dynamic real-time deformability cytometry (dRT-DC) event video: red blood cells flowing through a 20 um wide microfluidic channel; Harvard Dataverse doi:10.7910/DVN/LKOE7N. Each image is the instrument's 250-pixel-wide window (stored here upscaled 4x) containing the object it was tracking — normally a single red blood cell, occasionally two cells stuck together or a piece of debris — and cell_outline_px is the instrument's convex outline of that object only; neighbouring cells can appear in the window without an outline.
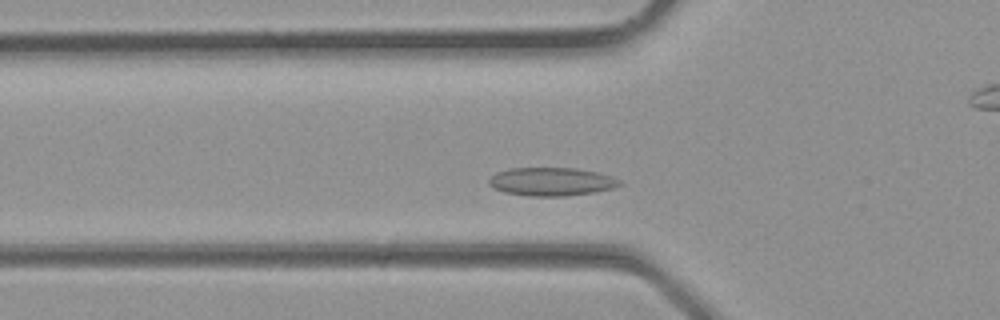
{"species": "common noctule bat (a hibernating species)", "species_latin": "Nyctalus noctula", "temperature_condition": "room temperature", "stored_images_in_passage": 30, "camera_frame_rate_fps": 3000, "um_per_image_px": 0.085, "animal": {"sex": "male", "body_mass_g": 23.1, "forearm_length_mm": 52.7}, "frame": {"image": 1, "passage_image": 6, "time_ms": 1.667, "image_size_px": [1000, 320], "cell_outline_px": [[624, 184], [616, 188], [596, 192], [564, 196], [528, 196], [504, 192], [488, 184], [488, 180], [496, 172], [508, 168], [576, 168], [596, 172], [612, 176], [620, 180]], "centroid_in_image_um": [46.91, 15.44], "position_along_channel_um": 78.9, "area_um2": 21.73}}
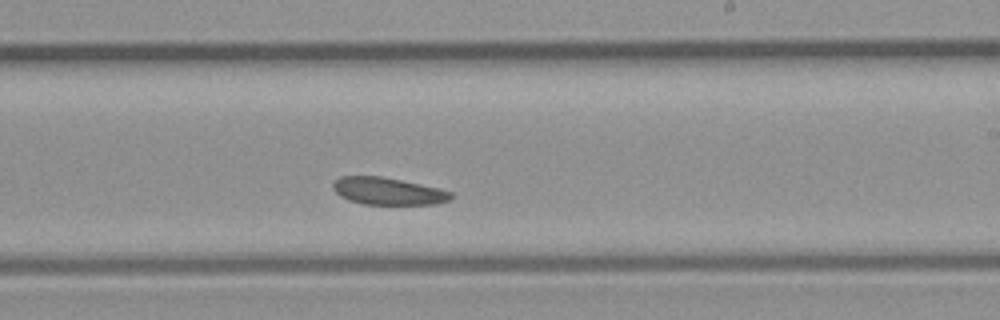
{"frame": {"image": 2, "passage_image": 15, "time_ms": 4.667, "image_size_px": [1000, 320], "cell_outline_px": [[452, 200], [436, 204], [364, 204], [348, 200], [340, 196], [332, 188], [332, 184], [340, 176], [380, 176], [440, 188], [452, 192]], "centroid_in_image_um": [32.99, 16.25], "position_along_channel_um": 256.0, "area_um2": 18.73}}
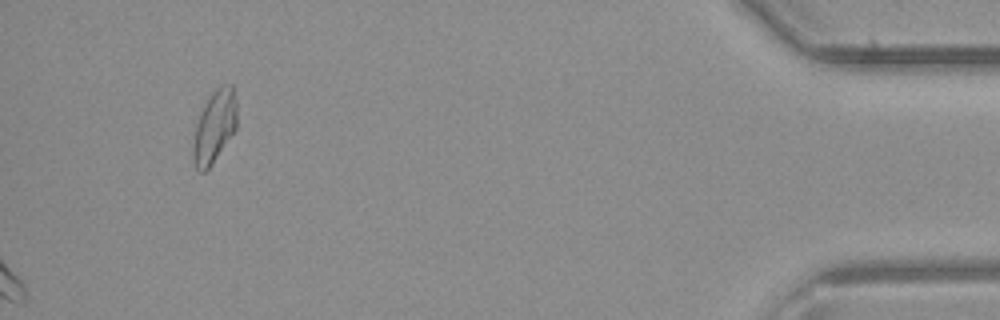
{"frame": {"image": 3, "passage_image": 30, "time_ms": 9.667, "image_size_px": [1000, 320], "cell_outline_px": [[236, 128], [212, 164], [204, 172], [200, 172], [196, 168], [192, 160], [192, 148], [196, 124], [200, 112], [208, 96], [220, 84], [232, 84], [236, 104]], "centroid_in_image_um": [18.2, 10.75], "position_along_channel_um": 417.0, "area_um2": 18.5}}